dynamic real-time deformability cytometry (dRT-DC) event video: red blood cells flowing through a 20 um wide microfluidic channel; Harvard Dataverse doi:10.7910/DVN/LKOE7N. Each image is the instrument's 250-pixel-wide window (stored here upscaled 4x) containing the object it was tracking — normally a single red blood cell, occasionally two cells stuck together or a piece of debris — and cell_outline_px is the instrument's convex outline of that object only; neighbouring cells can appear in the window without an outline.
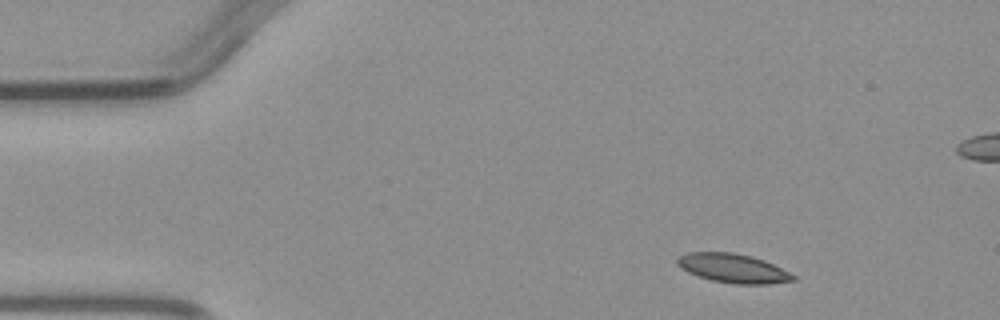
{"species": "common noctule bat (a hibernating species)", "species_latin": "Nyctalus noctula", "temperature_condition": "warm", "stored_images_in_passage": 4, "camera_frame_rate_fps": 3000, "um_per_image_px": 0.085, "animal": {"sex": "male", "body_mass_g": 23.1, "forearm_length_mm": 52.7}, "frame": {"image": 1, "passage_image": 1, "time_ms": 0.0, "image_size_px": [1000, 320], "cell_outline_px": [[796, 280], [768, 284], [732, 284], [712, 280], [688, 272], [680, 268], [676, 264], [676, 256], [688, 252], [732, 252], [752, 256], [764, 260], [796, 276]], "centroid_in_image_um": [62.27, 22.79], "position_along_channel_um": 22.7, "area_um2": 19.65}}